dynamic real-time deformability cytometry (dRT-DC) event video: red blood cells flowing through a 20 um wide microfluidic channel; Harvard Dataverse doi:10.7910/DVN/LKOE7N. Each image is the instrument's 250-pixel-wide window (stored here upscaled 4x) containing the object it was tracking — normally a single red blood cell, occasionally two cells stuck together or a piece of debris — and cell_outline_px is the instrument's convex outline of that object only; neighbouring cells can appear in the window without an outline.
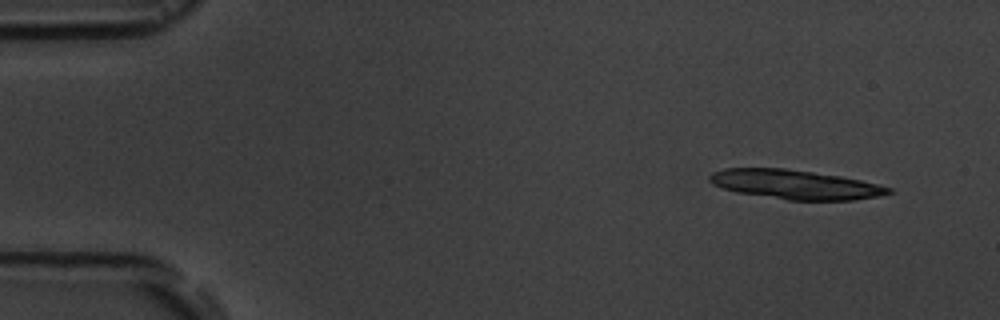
{"species": "common noctule bat (a hibernating species)", "species_latin": "Nyctalus noctula", "temperature_condition": "room temperature", "stored_images_in_passage": 5, "camera_frame_rate_fps": 3000, "um_per_image_px": 0.085, "animal": {"sex": "male", "body_mass_g": 19.5, "forearm_length_mm": 54.6}, "frame": {"image": 1, "passage_image": 1, "time_ms": 0.0, "image_size_px": [1000, 320], "cell_outline_px": [[896, 192], [880, 196], [852, 200], [788, 200], [736, 192], [712, 184], [708, 180], [708, 176], [712, 172], [724, 168], [784, 168], [840, 176], [860, 180], [892, 188]], "centroid_in_image_um": [67.59, 15.68], "position_along_channel_um": 17.4, "area_um2": 30.52}}